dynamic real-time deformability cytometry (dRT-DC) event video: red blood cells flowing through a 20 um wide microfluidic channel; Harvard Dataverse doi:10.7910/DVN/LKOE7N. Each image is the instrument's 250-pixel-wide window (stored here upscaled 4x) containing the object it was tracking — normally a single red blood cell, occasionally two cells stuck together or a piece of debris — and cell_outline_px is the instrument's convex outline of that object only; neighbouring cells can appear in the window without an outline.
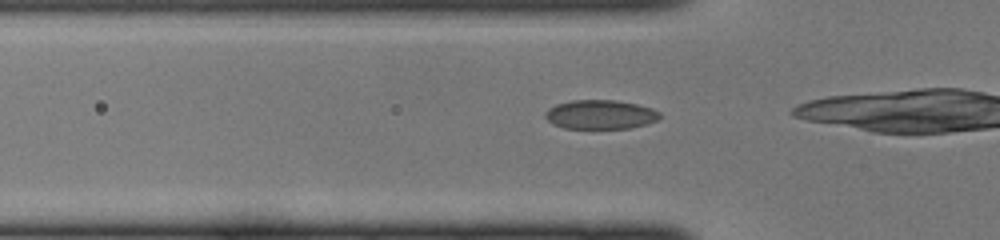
{"species": "common noctule bat (a hibernating species)", "species_latin": "Nyctalus noctula", "temperature_condition": "cold", "stored_images_in_passage": 18, "camera_frame_rate_fps": 3000, "um_per_image_px": 0.085, "animal": {"sex": "female", "body_mass_g": 22.0, "forearm_length_mm": 56.7}, "frame": {"image": 1, "passage_image": 10, "time_ms": 3.0, "image_size_px": [1000, 240], "cell_outline_px": [[660, 116], [656, 120], [648, 124], [628, 128], [564, 128], [552, 124], [544, 116], [544, 112], [548, 108], [556, 104], [572, 100], [616, 100], [636, 104], [652, 108], [660, 112]], "centroid_in_image_um": [51.01, 9.73], "position_along_channel_um": 74.8, "area_um2": 19.48}}
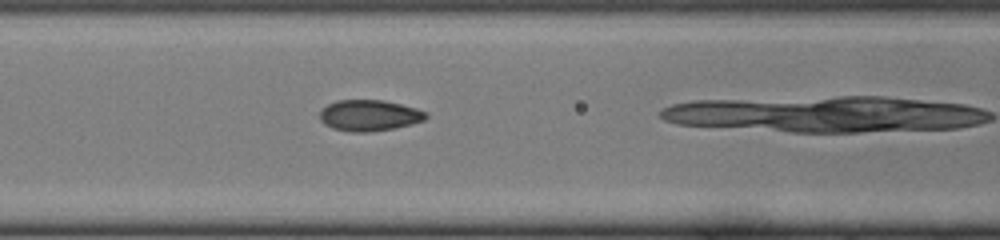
{"frame": {"image": 2, "passage_image": 14, "time_ms": 4.333, "image_size_px": [1000, 240], "cell_outline_px": [[428, 116], [424, 120], [412, 124], [396, 128], [368, 132], [352, 132], [332, 128], [324, 124], [320, 120], [320, 112], [328, 104], [336, 100], [384, 100], [416, 108], [428, 112]], "centroid_in_image_um": [31.41, 9.81], "position_along_channel_um": 135.2, "area_um2": 19.31}}